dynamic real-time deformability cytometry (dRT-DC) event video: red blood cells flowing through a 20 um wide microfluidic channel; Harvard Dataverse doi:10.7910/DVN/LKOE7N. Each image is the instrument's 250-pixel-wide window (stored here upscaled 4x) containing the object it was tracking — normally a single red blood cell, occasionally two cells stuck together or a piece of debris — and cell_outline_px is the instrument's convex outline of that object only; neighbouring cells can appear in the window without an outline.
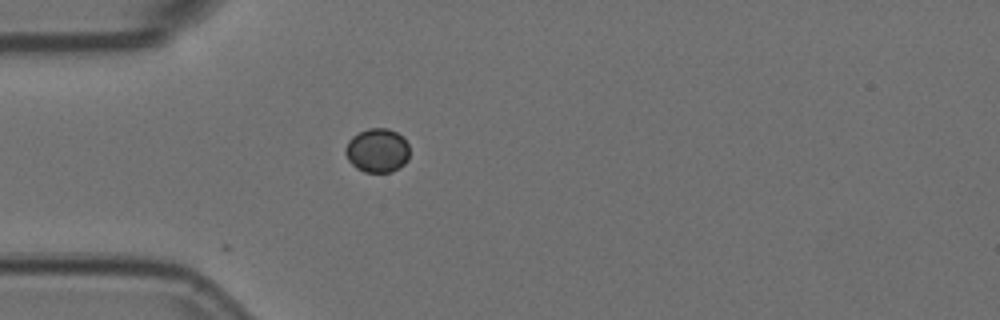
{"species": "Egyptian fruit bat (a non-hibernating species)", "species_latin": "Rousettus aegyptiacus", "temperature_condition": "room temperature", "stored_images_in_passage": 10, "camera_frame_rate_fps": 3000, "um_per_image_px": 0.085, "animal": {"sex": "female"}, "frame": {"image": 1, "passage_image": 1, "time_ms": 0.0, "image_size_px": [1000, 320], "cell_outline_px": [[408, 160], [400, 168], [392, 172], [364, 172], [356, 168], [348, 160], [344, 152], [344, 148], [348, 140], [352, 136], [368, 128], [388, 128], [404, 136], [408, 144]], "centroid_in_image_um": [32.07, 12.79], "position_along_channel_um": 52.9, "area_um2": 16.7}}
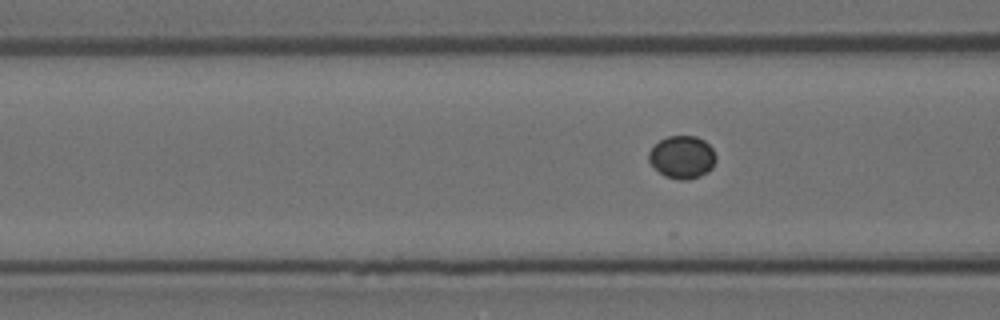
{"frame": {"image": 2, "passage_image": 6, "time_ms": 1.667, "image_size_px": [1000, 320], "cell_outline_px": [[716, 160], [712, 168], [708, 172], [700, 176], [688, 180], [680, 180], [664, 176], [648, 160], [648, 152], [660, 140], [668, 136], [696, 136], [704, 140], [712, 148], [716, 156]], "centroid_in_image_um": [58.0, 13.36], "position_along_channel_um": 108.6, "area_um2": 16.7}}
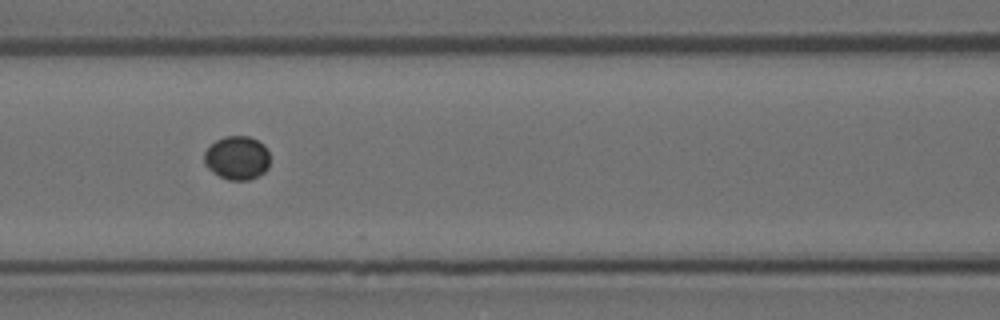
{"frame": {"image": 3, "passage_image": 9, "time_ms": 2.667, "image_size_px": [1000, 320], "cell_outline_px": [[268, 168], [264, 172], [248, 180], [228, 180], [212, 172], [204, 164], [204, 152], [216, 140], [224, 136], [248, 136], [264, 144], [268, 152]], "centroid_in_image_um": [20.13, 13.42], "position_along_channel_um": 146.5, "area_um2": 16.65}}